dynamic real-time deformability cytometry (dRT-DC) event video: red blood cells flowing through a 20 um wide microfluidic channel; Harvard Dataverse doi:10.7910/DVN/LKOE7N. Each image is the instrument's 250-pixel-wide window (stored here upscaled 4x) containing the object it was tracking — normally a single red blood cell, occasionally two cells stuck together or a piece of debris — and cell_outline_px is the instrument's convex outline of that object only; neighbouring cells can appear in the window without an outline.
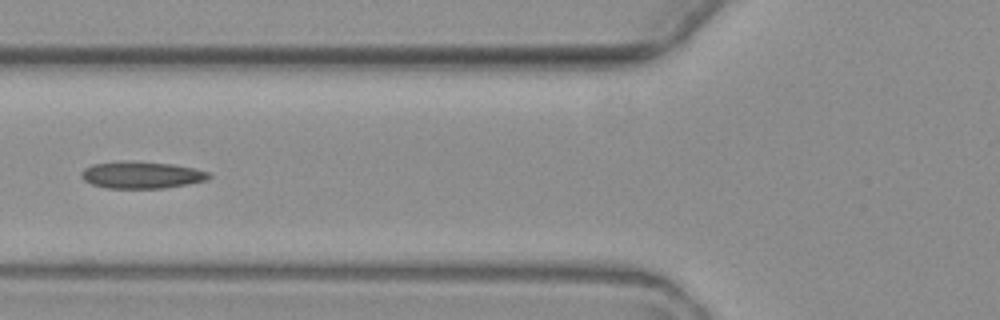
{"species": "common noctule bat (a hibernating species)", "species_latin": "Nyctalus noctula", "temperature_condition": "warm", "stored_images_in_passage": 5, "camera_frame_rate_fps": 3000, "um_per_image_px": 0.085, "animal": {"sex": "female", "body_mass_g": 19.3, "forearm_length_mm": 54.1}, "frame": {"image": 1, "passage_image": 5, "time_ms": 4.667, "image_size_px": [1000, 320], "cell_outline_px": [[212, 176], [208, 180], [188, 184], [164, 188], [108, 188], [92, 184], [84, 180], [80, 172], [84, 168], [92, 164], [120, 160], [132, 160], [172, 164], [196, 168], [208, 172]], "centroid_in_image_um": [12.04, 14.85], "position_along_channel_um": 113.8, "area_um2": 20.35}}